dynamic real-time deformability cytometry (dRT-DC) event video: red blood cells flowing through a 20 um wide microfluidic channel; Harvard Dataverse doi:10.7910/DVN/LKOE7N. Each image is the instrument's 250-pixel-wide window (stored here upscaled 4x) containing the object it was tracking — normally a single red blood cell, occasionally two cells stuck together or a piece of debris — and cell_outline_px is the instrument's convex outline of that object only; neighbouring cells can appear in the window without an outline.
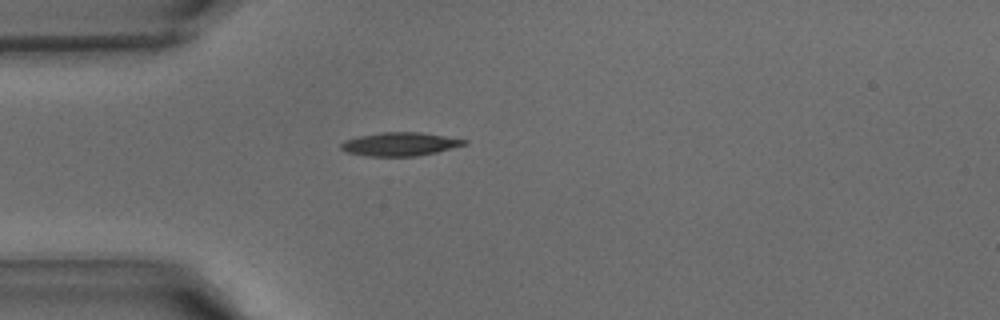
{"species": "common noctule bat (a hibernating species)", "species_latin": "Nyctalus noctula", "temperature_condition": "warm", "stored_images_in_passage": 31, "camera_frame_rate_fps": 3000, "um_per_image_px": 0.085, "animal": {"sex": "male", "body_mass_g": 15.6}, "frame": {"image": 1, "passage_image": 1, "time_ms": 0.0, "image_size_px": [1000, 320], "cell_outline_px": [[468, 144], [436, 152], [416, 156], [364, 156], [344, 152], [340, 148], [340, 144], [344, 140], [360, 136], [380, 132], [420, 132], [468, 140]], "centroid_in_image_um": [33.96, 12.25], "position_along_channel_um": 51.0, "area_um2": 16.94}}
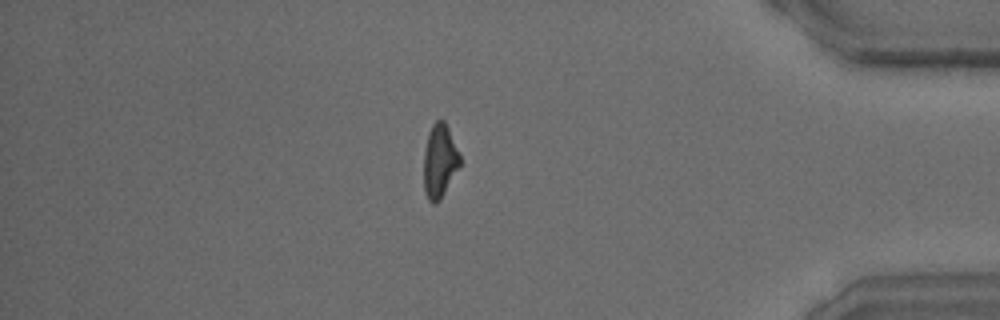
{"frame": {"image": 2, "passage_image": 25, "time_ms": 8.0, "image_size_px": [1000, 320], "cell_outline_px": [[460, 164], [440, 200], [436, 204], [432, 204], [428, 200], [424, 192], [424, 152], [428, 132], [432, 124], [436, 120], [444, 120], [460, 152]], "centroid_in_image_um": [37.36, 13.68], "position_along_channel_um": 397.8, "area_um2": 15.55}}
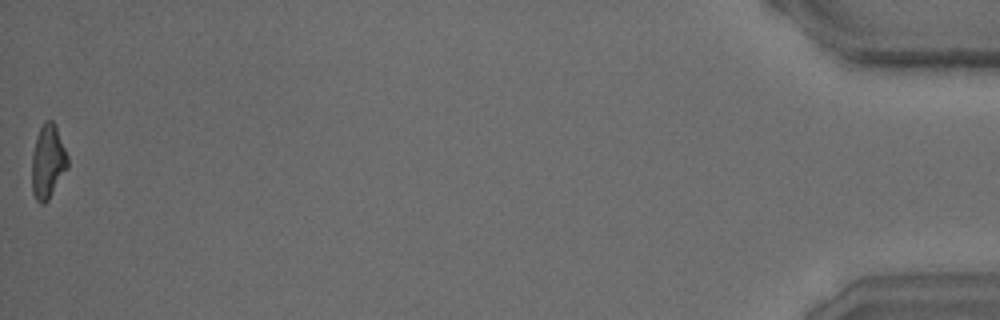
{"frame": {"image": 3, "passage_image": 31, "time_ms": 10.0, "image_size_px": [1000, 320], "cell_outline_px": [[68, 168], [48, 200], [44, 204], [40, 204], [36, 200], [32, 192], [32, 152], [36, 136], [44, 120], [52, 120], [56, 124], [68, 156]], "centroid_in_image_um": [4.07, 13.73], "position_along_channel_um": 431.1, "area_um2": 15.66}}